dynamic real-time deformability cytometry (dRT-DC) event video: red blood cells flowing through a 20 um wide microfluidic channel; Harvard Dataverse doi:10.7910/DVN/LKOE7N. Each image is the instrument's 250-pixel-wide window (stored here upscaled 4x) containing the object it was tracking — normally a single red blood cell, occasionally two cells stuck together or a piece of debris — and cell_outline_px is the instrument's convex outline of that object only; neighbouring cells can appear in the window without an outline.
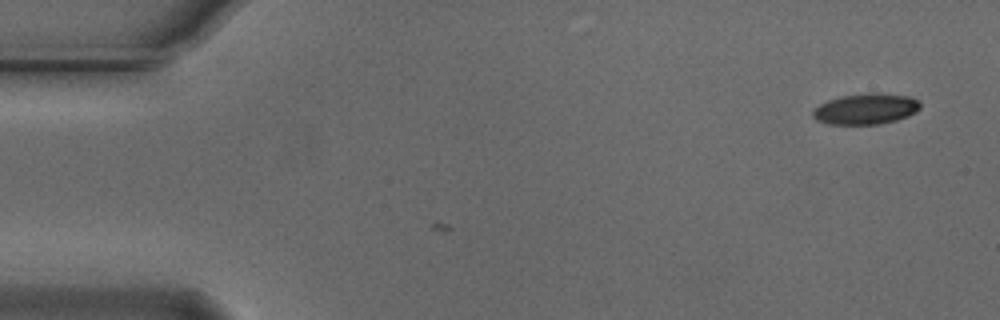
{"species": "Egyptian fruit bat (a non-hibernating species)", "species_latin": "Rousettus aegyptiacus", "temperature_condition": "cold", "stored_images_in_passage": 7, "camera_frame_rate_fps": 3000, "um_per_image_px": 0.085, "animal": {"sex": "male"}, "frame": {"image": 1, "passage_image": 7, "time_ms": 2.0, "image_size_px": [1000, 320], "cell_outline_px": [[920, 108], [916, 112], [908, 116], [896, 120], [880, 124], [828, 124], [816, 120], [812, 116], [812, 108], [828, 100], [844, 96], [868, 92], [876, 92], [908, 96], [916, 100], [920, 104]], "centroid_in_image_um": [73.57, 9.26], "position_along_channel_um": 11.4, "area_um2": 19.36}}